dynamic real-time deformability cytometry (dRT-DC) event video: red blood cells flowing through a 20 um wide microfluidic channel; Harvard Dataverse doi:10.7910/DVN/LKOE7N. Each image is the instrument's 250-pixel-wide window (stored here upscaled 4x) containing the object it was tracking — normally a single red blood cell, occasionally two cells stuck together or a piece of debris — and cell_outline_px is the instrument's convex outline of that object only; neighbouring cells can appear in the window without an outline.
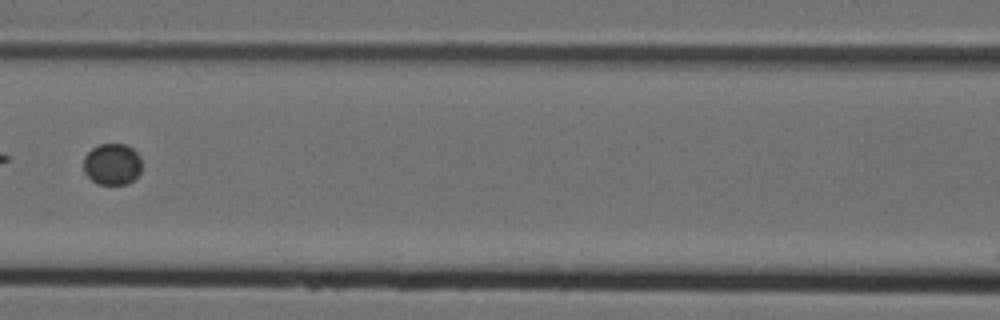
{"species": "Egyptian fruit bat (a non-hibernating species)", "species_latin": "Rousettus aegyptiacus", "temperature_condition": "cold", "stored_images_in_passage": 8, "camera_frame_rate_fps": 3000, "um_per_image_px": 0.085, "animal": {"sex": "female"}, "frame": {"image": 1, "passage_image": 7, "time_ms": 2.0, "image_size_px": [1000, 320], "cell_outline_px": [[140, 172], [128, 184], [96, 184], [84, 172], [84, 156], [92, 148], [100, 144], [124, 144], [132, 148], [140, 156]], "centroid_in_image_um": [9.52, 13.95], "position_along_channel_um": 157.1, "area_um2": 13.99}}
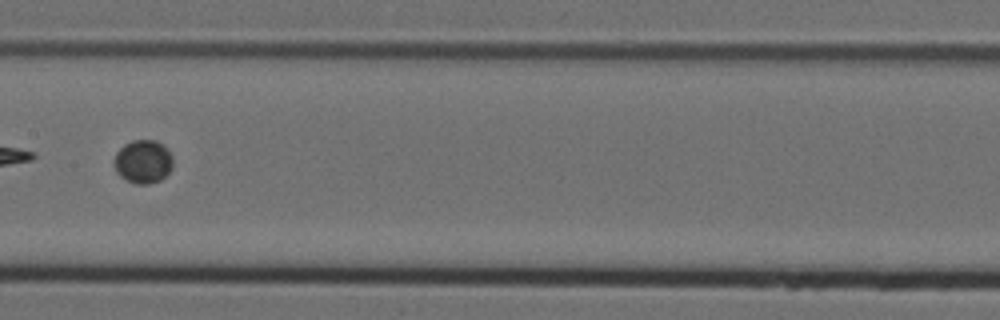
{"frame": {"image": 2, "passage_image": 8, "time_ms": 2.333, "image_size_px": [1000, 320], "cell_outline_px": [[172, 168], [160, 180], [148, 184], [136, 184], [120, 176], [116, 172], [112, 164], [112, 160], [116, 152], [124, 144], [132, 140], [156, 140], [172, 156]], "centroid_in_image_um": [12.1, 13.74], "position_along_channel_um": 195.3, "area_um2": 14.85}}